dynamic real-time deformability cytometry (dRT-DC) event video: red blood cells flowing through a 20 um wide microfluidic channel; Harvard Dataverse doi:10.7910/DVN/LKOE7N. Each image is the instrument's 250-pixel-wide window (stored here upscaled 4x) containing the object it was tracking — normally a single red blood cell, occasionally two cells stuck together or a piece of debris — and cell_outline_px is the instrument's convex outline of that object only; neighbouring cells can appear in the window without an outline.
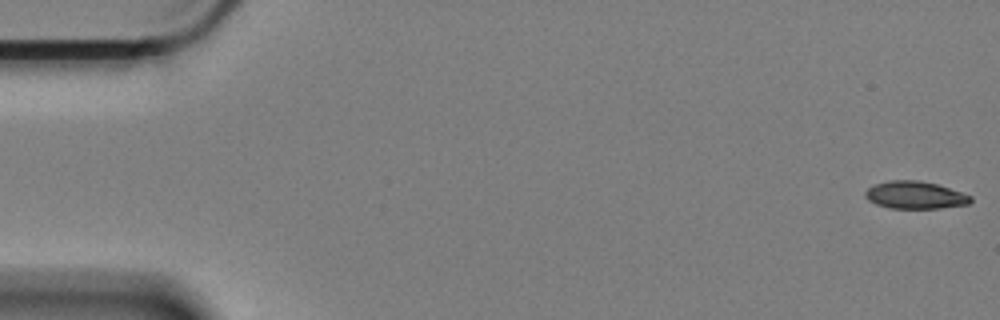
{"species": "Egyptian fruit bat (a non-hibernating species)", "species_latin": "Rousettus aegyptiacus", "temperature_condition": "cold", "stored_images_in_passage": 60, "camera_frame_rate_fps": 3000, "um_per_image_px": 0.085, "animal": {"sex": "female"}, "frame": {"image": 1, "passage_image": 1, "time_ms": 0.0, "image_size_px": [1000, 320], "cell_outline_px": [[972, 200], [968, 204], [940, 208], [892, 208], [876, 204], [868, 200], [864, 196], [864, 192], [868, 188], [876, 184], [888, 180], [916, 180], [936, 184], [972, 196]], "centroid_in_image_um": [77.75, 16.58], "position_along_channel_um": 7.2, "area_um2": 16.7}}
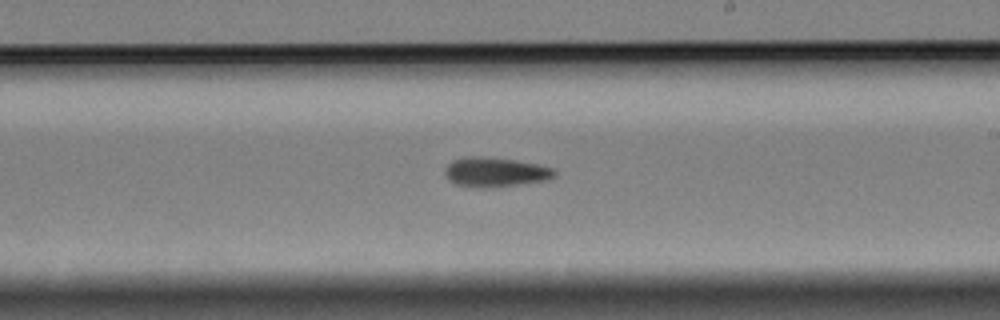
{"frame": {"image": 2, "passage_image": 35, "time_ms": 11.333, "image_size_px": [1000, 320], "cell_outline_px": [[556, 176], [548, 180], [492, 188], [480, 188], [456, 184], [444, 172], [444, 168], [452, 160], [472, 156], [480, 156], [512, 160], [536, 164], [552, 168], [556, 172]], "centroid_in_image_um": [42.11, 14.64], "position_along_channel_um": 246.9, "area_um2": 18.67}}
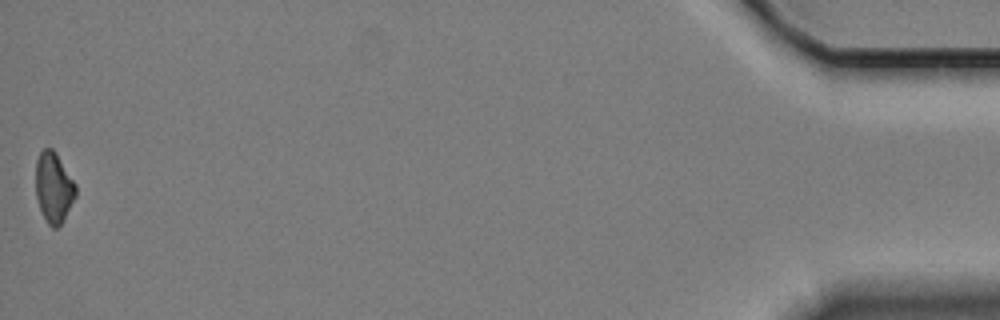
{"frame": {"image": 3, "passage_image": 60, "time_ms": 19.667, "image_size_px": [1000, 320], "cell_outline_px": [[76, 196], [64, 220], [56, 228], [52, 228], [48, 224], [40, 208], [36, 196], [36, 160], [40, 152], [44, 148], [52, 148], [56, 152], [76, 184]], "centroid_in_image_um": [4.57, 15.92], "position_along_channel_um": 430.6, "area_um2": 16.42}, "authors_computed_cell_mechanics": {"area_um2": 17.8024, "velocity_mm_per_s": 3.3231, "shape_relaxation_time_tau1_ms": 5.5081, "shape_relaxation_time_tau2_ms": null, "deformation_change_tau1": 0.1295, "deformation_change_tau2": null}}